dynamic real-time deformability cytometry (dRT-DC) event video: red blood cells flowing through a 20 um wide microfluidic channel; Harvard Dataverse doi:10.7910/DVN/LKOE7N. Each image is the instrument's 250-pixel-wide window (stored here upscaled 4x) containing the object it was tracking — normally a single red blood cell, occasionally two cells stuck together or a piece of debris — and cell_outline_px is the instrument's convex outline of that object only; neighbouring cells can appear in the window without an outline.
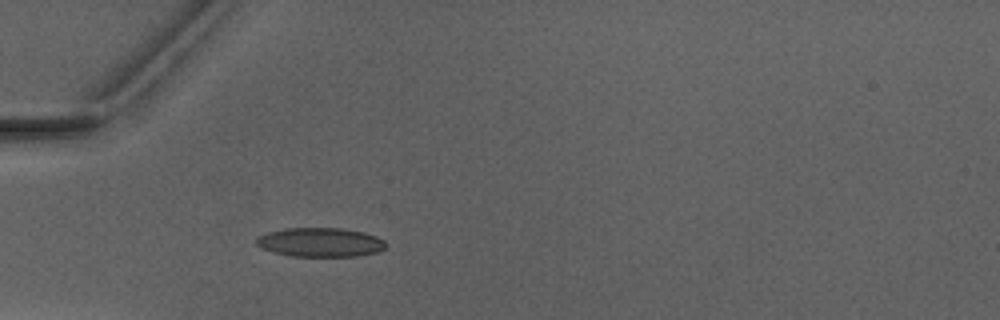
{"species": "Egyptian fruit bat (a non-hibernating species)", "species_latin": "Rousettus aegyptiacus", "temperature_condition": "warm", "stored_images_in_passage": 2, "camera_frame_rate_fps": 3000, "um_per_image_px": 0.085, "animal": {"sex": "male"}, "frame": {"image": 1, "passage_image": 2, "time_ms": 1.333, "image_size_px": [1000, 320], "cell_outline_px": [[388, 244], [384, 248], [376, 252], [356, 256], [288, 256], [272, 252], [256, 244], [256, 236], [268, 232], [284, 228], [340, 228], [364, 232], [376, 236], [384, 240]], "centroid_in_image_um": [27.21, 20.59], "position_along_channel_um": 57.8, "area_um2": 22.02}}